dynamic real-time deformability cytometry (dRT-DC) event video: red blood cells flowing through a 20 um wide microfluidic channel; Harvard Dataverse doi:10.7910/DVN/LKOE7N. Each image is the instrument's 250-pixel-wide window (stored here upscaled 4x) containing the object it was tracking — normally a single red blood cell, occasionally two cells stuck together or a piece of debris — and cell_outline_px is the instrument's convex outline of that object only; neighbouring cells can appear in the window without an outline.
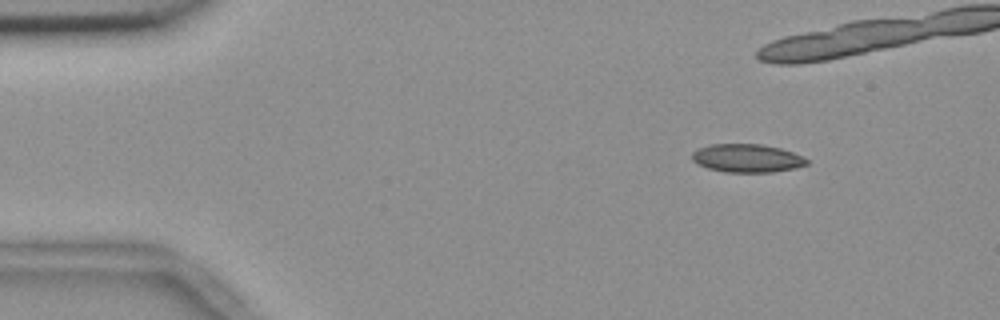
{"species": "common noctule bat (a hibernating species)", "species_latin": "Nyctalus noctula", "temperature_condition": "room temperature", "stored_images_in_passage": 3, "camera_frame_rate_fps": 3000, "um_per_image_px": 0.085, "animal": {"sex": "female", "body_mass_g": 18.4}, "frame": {"image": 1, "passage_image": 1, "time_ms": 0.0, "image_size_px": [1000, 320], "cell_outline_px": [[808, 164], [796, 168], [772, 172], [724, 172], [708, 168], [692, 160], [692, 152], [700, 148], [712, 144], [760, 144], [780, 148], [792, 152], [808, 160]], "centroid_in_image_um": [63.5, 13.45], "position_along_channel_um": 21.5, "area_um2": 18.73}}